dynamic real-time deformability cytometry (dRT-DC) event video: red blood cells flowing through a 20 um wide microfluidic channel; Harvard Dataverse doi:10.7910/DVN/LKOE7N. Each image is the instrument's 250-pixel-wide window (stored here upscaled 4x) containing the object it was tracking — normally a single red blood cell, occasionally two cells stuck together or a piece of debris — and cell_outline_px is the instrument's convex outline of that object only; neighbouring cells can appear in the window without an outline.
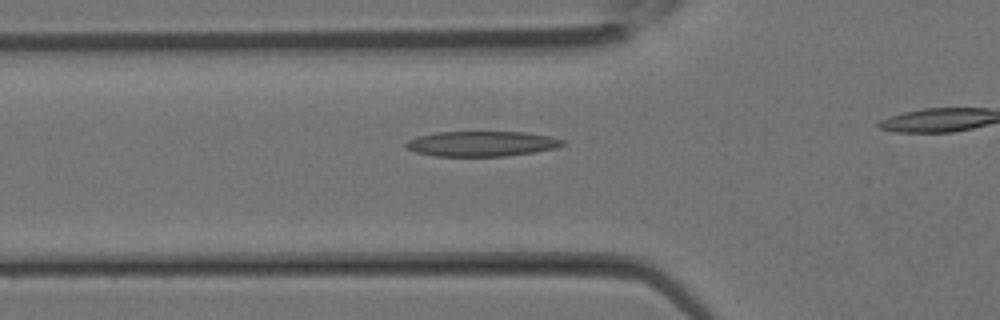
{"species": "Egyptian fruit bat (a non-hibernating species)", "species_latin": "Rousettus aegyptiacus", "temperature_condition": "room temperature", "stored_images_in_passage": 19, "camera_frame_rate_fps": 3000, "um_per_image_px": 0.085, "animal": {"sex": "female"}, "frame": {"image": 1, "passage_image": 3, "time_ms": 0.667, "image_size_px": [1000, 320], "cell_outline_px": [[568, 144], [556, 148], [536, 152], [504, 156], [436, 156], [416, 152], [404, 148], [404, 144], [408, 140], [420, 136], [436, 132], [524, 132], [548, 136], [564, 140]], "centroid_in_image_um": [40.96, 12.22], "position_along_channel_um": 84.8, "area_um2": 23.06}}
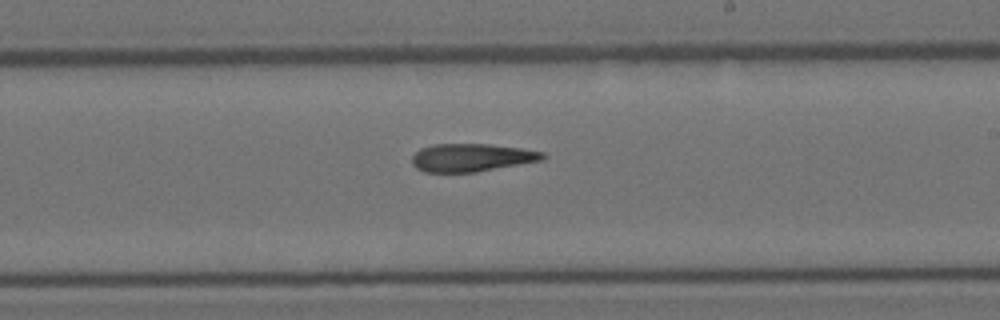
{"frame": {"image": 2, "passage_image": 11, "time_ms": 3.333, "image_size_px": [1000, 320], "cell_outline_px": [[548, 156], [540, 160], [476, 172], [424, 172], [416, 168], [412, 164], [412, 156], [420, 148], [432, 144], [488, 144], [520, 148], [544, 152]], "centroid_in_image_um": [40.04, 13.39], "position_along_channel_um": 249.0, "area_um2": 21.21}}
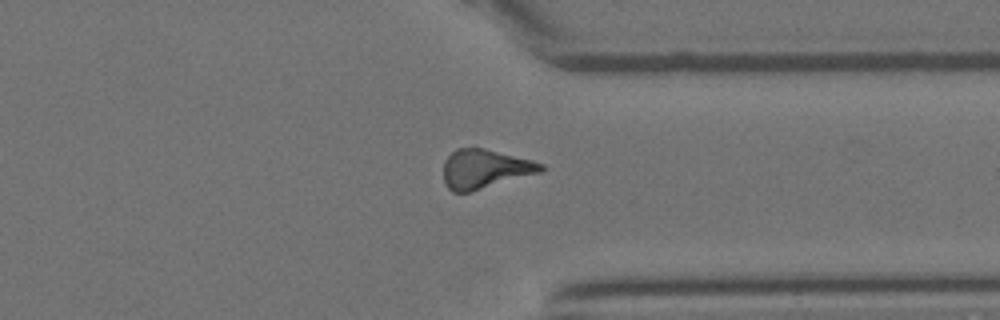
{"frame": {"image": 3, "passage_image": 17, "time_ms": 5.333, "image_size_px": [1000, 320], "cell_outline_px": [[544, 168], [540, 172], [468, 192], [452, 192], [444, 184], [444, 160], [456, 148], [484, 148], [532, 160], [544, 164]], "centroid_in_image_um": [41.18, 14.35], "position_along_channel_um": 370.2, "area_um2": 21.91}}